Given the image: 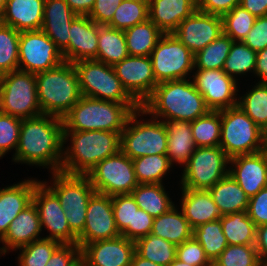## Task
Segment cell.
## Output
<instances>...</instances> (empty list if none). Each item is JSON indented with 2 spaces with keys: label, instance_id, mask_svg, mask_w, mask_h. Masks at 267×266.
I'll return each mask as SVG.
<instances>
[{
  "label": "cell",
  "instance_id": "44",
  "mask_svg": "<svg viewBox=\"0 0 267 266\" xmlns=\"http://www.w3.org/2000/svg\"><path fill=\"white\" fill-rule=\"evenodd\" d=\"M257 52L250 49L243 41H233L230 52L225 60L224 72L233 77L247 73H254Z\"/></svg>",
  "mask_w": 267,
  "mask_h": 266
},
{
  "label": "cell",
  "instance_id": "24",
  "mask_svg": "<svg viewBox=\"0 0 267 266\" xmlns=\"http://www.w3.org/2000/svg\"><path fill=\"white\" fill-rule=\"evenodd\" d=\"M41 231L39 214L32 202L10 223L6 234L0 239V242L2 241L5 244L0 248V254L5 255L10 249L17 250L24 245L41 239L39 236Z\"/></svg>",
  "mask_w": 267,
  "mask_h": 266
},
{
  "label": "cell",
  "instance_id": "3",
  "mask_svg": "<svg viewBox=\"0 0 267 266\" xmlns=\"http://www.w3.org/2000/svg\"><path fill=\"white\" fill-rule=\"evenodd\" d=\"M71 137V146L63 150L60 171L71 175H88L95 165L120 151L119 132L91 130L64 131V144Z\"/></svg>",
  "mask_w": 267,
  "mask_h": 266
},
{
  "label": "cell",
  "instance_id": "10",
  "mask_svg": "<svg viewBox=\"0 0 267 266\" xmlns=\"http://www.w3.org/2000/svg\"><path fill=\"white\" fill-rule=\"evenodd\" d=\"M0 111L21 119L42 114L34 73L16 70L0 76Z\"/></svg>",
  "mask_w": 267,
  "mask_h": 266
},
{
  "label": "cell",
  "instance_id": "11",
  "mask_svg": "<svg viewBox=\"0 0 267 266\" xmlns=\"http://www.w3.org/2000/svg\"><path fill=\"white\" fill-rule=\"evenodd\" d=\"M229 159L220 146L197 147L183 166L181 188L208 190L229 174Z\"/></svg>",
  "mask_w": 267,
  "mask_h": 266
},
{
  "label": "cell",
  "instance_id": "29",
  "mask_svg": "<svg viewBox=\"0 0 267 266\" xmlns=\"http://www.w3.org/2000/svg\"><path fill=\"white\" fill-rule=\"evenodd\" d=\"M167 130L166 156L170 163L178 162L185 165L196 150L193 140L191 122L162 120Z\"/></svg>",
  "mask_w": 267,
  "mask_h": 266
},
{
  "label": "cell",
  "instance_id": "62",
  "mask_svg": "<svg viewBox=\"0 0 267 266\" xmlns=\"http://www.w3.org/2000/svg\"><path fill=\"white\" fill-rule=\"evenodd\" d=\"M168 266H192V265L187 264L186 262L180 261L178 259H175Z\"/></svg>",
  "mask_w": 267,
  "mask_h": 266
},
{
  "label": "cell",
  "instance_id": "7",
  "mask_svg": "<svg viewBox=\"0 0 267 266\" xmlns=\"http://www.w3.org/2000/svg\"><path fill=\"white\" fill-rule=\"evenodd\" d=\"M53 184L47 186L59 199L70 230L78 237L84 230L89 199L96 192L87 175L52 172Z\"/></svg>",
  "mask_w": 267,
  "mask_h": 266
},
{
  "label": "cell",
  "instance_id": "52",
  "mask_svg": "<svg viewBox=\"0 0 267 266\" xmlns=\"http://www.w3.org/2000/svg\"><path fill=\"white\" fill-rule=\"evenodd\" d=\"M247 215L256 227L267 224V186L249 198Z\"/></svg>",
  "mask_w": 267,
  "mask_h": 266
},
{
  "label": "cell",
  "instance_id": "20",
  "mask_svg": "<svg viewBox=\"0 0 267 266\" xmlns=\"http://www.w3.org/2000/svg\"><path fill=\"white\" fill-rule=\"evenodd\" d=\"M135 253V241L124 236L95 241L81 249L87 266H130Z\"/></svg>",
  "mask_w": 267,
  "mask_h": 266
},
{
  "label": "cell",
  "instance_id": "53",
  "mask_svg": "<svg viewBox=\"0 0 267 266\" xmlns=\"http://www.w3.org/2000/svg\"><path fill=\"white\" fill-rule=\"evenodd\" d=\"M243 42L255 52L267 47V15L258 17Z\"/></svg>",
  "mask_w": 267,
  "mask_h": 266
},
{
  "label": "cell",
  "instance_id": "55",
  "mask_svg": "<svg viewBox=\"0 0 267 266\" xmlns=\"http://www.w3.org/2000/svg\"><path fill=\"white\" fill-rule=\"evenodd\" d=\"M122 0H95L88 17L98 25H107Z\"/></svg>",
  "mask_w": 267,
  "mask_h": 266
},
{
  "label": "cell",
  "instance_id": "8",
  "mask_svg": "<svg viewBox=\"0 0 267 266\" xmlns=\"http://www.w3.org/2000/svg\"><path fill=\"white\" fill-rule=\"evenodd\" d=\"M73 65L81 96L118 103H138L123 87L113 66L95 59L77 61Z\"/></svg>",
  "mask_w": 267,
  "mask_h": 266
},
{
  "label": "cell",
  "instance_id": "26",
  "mask_svg": "<svg viewBox=\"0 0 267 266\" xmlns=\"http://www.w3.org/2000/svg\"><path fill=\"white\" fill-rule=\"evenodd\" d=\"M45 0H7L0 22L19 32L41 30Z\"/></svg>",
  "mask_w": 267,
  "mask_h": 266
},
{
  "label": "cell",
  "instance_id": "57",
  "mask_svg": "<svg viewBox=\"0 0 267 266\" xmlns=\"http://www.w3.org/2000/svg\"><path fill=\"white\" fill-rule=\"evenodd\" d=\"M255 248L260 260L265 263L267 261V224L257 227Z\"/></svg>",
  "mask_w": 267,
  "mask_h": 266
},
{
  "label": "cell",
  "instance_id": "33",
  "mask_svg": "<svg viewBox=\"0 0 267 266\" xmlns=\"http://www.w3.org/2000/svg\"><path fill=\"white\" fill-rule=\"evenodd\" d=\"M98 52L95 60L114 66L129 54L124 30L98 25Z\"/></svg>",
  "mask_w": 267,
  "mask_h": 266
},
{
  "label": "cell",
  "instance_id": "34",
  "mask_svg": "<svg viewBox=\"0 0 267 266\" xmlns=\"http://www.w3.org/2000/svg\"><path fill=\"white\" fill-rule=\"evenodd\" d=\"M131 195L139 208L153 218L159 217L174 206L163 184H139Z\"/></svg>",
  "mask_w": 267,
  "mask_h": 266
},
{
  "label": "cell",
  "instance_id": "28",
  "mask_svg": "<svg viewBox=\"0 0 267 266\" xmlns=\"http://www.w3.org/2000/svg\"><path fill=\"white\" fill-rule=\"evenodd\" d=\"M181 189V211L192 229L222 217L208 190Z\"/></svg>",
  "mask_w": 267,
  "mask_h": 266
},
{
  "label": "cell",
  "instance_id": "1",
  "mask_svg": "<svg viewBox=\"0 0 267 266\" xmlns=\"http://www.w3.org/2000/svg\"><path fill=\"white\" fill-rule=\"evenodd\" d=\"M64 129L60 117L41 114L22 119L14 162L51 168L59 172L63 160Z\"/></svg>",
  "mask_w": 267,
  "mask_h": 266
},
{
  "label": "cell",
  "instance_id": "32",
  "mask_svg": "<svg viewBox=\"0 0 267 266\" xmlns=\"http://www.w3.org/2000/svg\"><path fill=\"white\" fill-rule=\"evenodd\" d=\"M127 51L131 56H150L164 33L150 20L124 30Z\"/></svg>",
  "mask_w": 267,
  "mask_h": 266
},
{
  "label": "cell",
  "instance_id": "63",
  "mask_svg": "<svg viewBox=\"0 0 267 266\" xmlns=\"http://www.w3.org/2000/svg\"><path fill=\"white\" fill-rule=\"evenodd\" d=\"M72 266H87L86 261L81 257L75 264Z\"/></svg>",
  "mask_w": 267,
  "mask_h": 266
},
{
  "label": "cell",
  "instance_id": "30",
  "mask_svg": "<svg viewBox=\"0 0 267 266\" xmlns=\"http://www.w3.org/2000/svg\"><path fill=\"white\" fill-rule=\"evenodd\" d=\"M208 191L222 216L247 211L249 197L229 174Z\"/></svg>",
  "mask_w": 267,
  "mask_h": 266
},
{
  "label": "cell",
  "instance_id": "4",
  "mask_svg": "<svg viewBox=\"0 0 267 266\" xmlns=\"http://www.w3.org/2000/svg\"><path fill=\"white\" fill-rule=\"evenodd\" d=\"M139 103H118L81 96L62 117L64 131L103 130L121 132Z\"/></svg>",
  "mask_w": 267,
  "mask_h": 266
},
{
  "label": "cell",
  "instance_id": "17",
  "mask_svg": "<svg viewBox=\"0 0 267 266\" xmlns=\"http://www.w3.org/2000/svg\"><path fill=\"white\" fill-rule=\"evenodd\" d=\"M113 214L111 196L95 192L89 199L83 232L77 237L82 249L86 244L120 236Z\"/></svg>",
  "mask_w": 267,
  "mask_h": 266
},
{
  "label": "cell",
  "instance_id": "38",
  "mask_svg": "<svg viewBox=\"0 0 267 266\" xmlns=\"http://www.w3.org/2000/svg\"><path fill=\"white\" fill-rule=\"evenodd\" d=\"M139 184H162L172 164L166 155H145L132 159Z\"/></svg>",
  "mask_w": 267,
  "mask_h": 266
},
{
  "label": "cell",
  "instance_id": "18",
  "mask_svg": "<svg viewBox=\"0 0 267 266\" xmlns=\"http://www.w3.org/2000/svg\"><path fill=\"white\" fill-rule=\"evenodd\" d=\"M126 91L141 105L157 86L150 56L128 55L113 66Z\"/></svg>",
  "mask_w": 267,
  "mask_h": 266
},
{
  "label": "cell",
  "instance_id": "13",
  "mask_svg": "<svg viewBox=\"0 0 267 266\" xmlns=\"http://www.w3.org/2000/svg\"><path fill=\"white\" fill-rule=\"evenodd\" d=\"M150 58L157 83L186 79L195 69L194 54L172 33L160 38Z\"/></svg>",
  "mask_w": 267,
  "mask_h": 266
},
{
  "label": "cell",
  "instance_id": "41",
  "mask_svg": "<svg viewBox=\"0 0 267 266\" xmlns=\"http://www.w3.org/2000/svg\"><path fill=\"white\" fill-rule=\"evenodd\" d=\"M232 44L233 40L222 33L217 39L194 55V68L223 69Z\"/></svg>",
  "mask_w": 267,
  "mask_h": 266
},
{
  "label": "cell",
  "instance_id": "42",
  "mask_svg": "<svg viewBox=\"0 0 267 266\" xmlns=\"http://www.w3.org/2000/svg\"><path fill=\"white\" fill-rule=\"evenodd\" d=\"M149 19L148 0H122L108 27L125 30Z\"/></svg>",
  "mask_w": 267,
  "mask_h": 266
},
{
  "label": "cell",
  "instance_id": "48",
  "mask_svg": "<svg viewBox=\"0 0 267 266\" xmlns=\"http://www.w3.org/2000/svg\"><path fill=\"white\" fill-rule=\"evenodd\" d=\"M22 119L0 111V158L17 149Z\"/></svg>",
  "mask_w": 267,
  "mask_h": 266
},
{
  "label": "cell",
  "instance_id": "21",
  "mask_svg": "<svg viewBox=\"0 0 267 266\" xmlns=\"http://www.w3.org/2000/svg\"><path fill=\"white\" fill-rule=\"evenodd\" d=\"M233 167L229 175L239 184L246 195L251 198L267 186V150L253 154L234 156L229 159Z\"/></svg>",
  "mask_w": 267,
  "mask_h": 266
},
{
  "label": "cell",
  "instance_id": "46",
  "mask_svg": "<svg viewBox=\"0 0 267 266\" xmlns=\"http://www.w3.org/2000/svg\"><path fill=\"white\" fill-rule=\"evenodd\" d=\"M223 34L233 41H243L254 26L256 17L241 5L235 6L230 12L221 16Z\"/></svg>",
  "mask_w": 267,
  "mask_h": 266
},
{
  "label": "cell",
  "instance_id": "36",
  "mask_svg": "<svg viewBox=\"0 0 267 266\" xmlns=\"http://www.w3.org/2000/svg\"><path fill=\"white\" fill-rule=\"evenodd\" d=\"M177 246L149 233L135 241V252L142 258L161 266H168L176 259Z\"/></svg>",
  "mask_w": 267,
  "mask_h": 266
},
{
  "label": "cell",
  "instance_id": "39",
  "mask_svg": "<svg viewBox=\"0 0 267 266\" xmlns=\"http://www.w3.org/2000/svg\"><path fill=\"white\" fill-rule=\"evenodd\" d=\"M192 236L200 243L211 263L228 246L227 239L222 231L220 219L194 228Z\"/></svg>",
  "mask_w": 267,
  "mask_h": 266
},
{
  "label": "cell",
  "instance_id": "6",
  "mask_svg": "<svg viewBox=\"0 0 267 266\" xmlns=\"http://www.w3.org/2000/svg\"><path fill=\"white\" fill-rule=\"evenodd\" d=\"M267 134L237 105L221 110L220 147L229 158L260 152Z\"/></svg>",
  "mask_w": 267,
  "mask_h": 266
},
{
  "label": "cell",
  "instance_id": "16",
  "mask_svg": "<svg viewBox=\"0 0 267 266\" xmlns=\"http://www.w3.org/2000/svg\"><path fill=\"white\" fill-rule=\"evenodd\" d=\"M193 83L210 110H222L238 105L236 79L223 69H197Z\"/></svg>",
  "mask_w": 267,
  "mask_h": 266
},
{
  "label": "cell",
  "instance_id": "14",
  "mask_svg": "<svg viewBox=\"0 0 267 266\" xmlns=\"http://www.w3.org/2000/svg\"><path fill=\"white\" fill-rule=\"evenodd\" d=\"M18 52V70L24 72L36 74L64 62L61 51L42 30L20 32Z\"/></svg>",
  "mask_w": 267,
  "mask_h": 266
},
{
  "label": "cell",
  "instance_id": "23",
  "mask_svg": "<svg viewBox=\"0 0 267 266\" xmlns=\"http://www.w3.org/2000/svg\"><path fill=\"white\" fill-rule=\"evenodd\" d=\"M77 16L65 0H45L41 30L61 53L69 45L71 23Z\"/></svg>",
  "mask_w": 267,
  "mask_h": 266
},
{
  "label": "cell",
  "instance_id": "22",
  "mask_svg": "<svg viewBox=\"0 0 267 266\" xmlns=\"http://www.w3.org/2000/svg\"><path fill=\"white\" fill-rule=\"evenodd\" d=\"M69 45L62 52L64 61L75 63L97 58L98 24L88 16H77L71 23Z\"/></svg>",
  "mask_w": 267,
  "mask_h": 266
},
{
  "label": "cell",
  "instance_id": "12",
  "mask_svg": "<svg viewBox=\"0 0 267 266\" xmlns=\"http://www.w3.org/2000/svg\"><path fill=\"white\" fill-rule=\"evenodd\" d=\"M87 176L97 193L108 196L131 194L139 185L132 159L121 150L98 162Z\"/></svg>",
  "mask_w": 267,
  "mask_h": 266
},
{
  "label": "cell",
  "instance_id": "47",
  "mask_svg": "<svg viewBox=\"0 0 267 266\" xmlns=\"http://www.w3.org/2000/svg\"><path fill=\"white\" fill-rule=\"evenodd\" d=\"M212 266H264L255 245H228Z\"/></svg>",
  "mask_w": 267,
  "mask_h": 266
},
{
  "label": "cell",
  "instance_id": "5",
  "mask_svg": "<svg viewBox=\"0 0 267 266\" xmlns=\"http://www.w3.org/2000/svg\"><path fill=\"white\" fill-rule=\"evenodd\" d=\"M37 97L42 114L62 118L81 98L78 76L73 63L35 74Z\"/></svg>",
  "mask_w": 267,
  "mask_h": 266
},
{
  "label": "cell",
  "instance_id": "59",
  "mask_svg": "<svg viewBox=\"0 0 267 266\" xmlns=\"http://www.w3.org/2000/svg\"><path fill=\"white\" fill-rule=\"evenodd\" d=\"M254 74L259 76V83H267V47L257 52Z\"/></svg>",
  "mask_w": 267,
  "mask_h": 266
},
{
  "label": "cell",
  "instance_id": "40",
  "mask_svg": "<svg viewBox=\"0 0 267 266\" xmlns=\"http://www.w3.org/2000/svg\"><path fill=\"white\" fill-rule=\"evenodd\" d=\"M238 106L267 134V83H257L238 99Z\"/></svg>",
  "mask_w": 267,
  "mask_h": 266
},
{
  "label": "cell",
  "instance_id": "43",
  "mask_svg": "<svg viewBox=\"0 0 267 266\" xmlns=\"http://www.w3.org/2000/svg\"><path fill=\"white\" fill-rule=\"evenodd\" d=\"M20 32L0 22V76L18 70Z\"/></svg>",
  "mask_w": 267,
  "mask_h": 266
},
{
  "label": "cell",
  "instance_id": "25",
  "mask_svg": "<svg viewBox=\"0 0 267 266\" xmlns=\"http://www.w3.org/2000/svg\"><path fill=\"white\" fill-rule=\"evenodd\" d=\"M196 10V0H148L149 19L164 34L173 33Z\"/></svg>",
  "mask_w": 267,
  "mask_h": 266
},
{
  "label": "cell",
  "instance_id": "64",
  "mask_svg": "<svg viewBox=\"0 0 267 266\" xmlns=\"http://www.w3.org/2000/svg\"><path fill=\"white\" fill-rule=\"evenodd\" d=\"M7 0H0V14L4 11Z\"/></svg>",
  "mask_w": 267,
  "mask_h": 266
},
{
  "label": "cell",
  "instance_id": "15",
  "mask_svg": "<svg viewBox=\"0 0 267 266\" xmlns=\"http://www.w3.org/2000/svg\"><path fill=\"white\" fill-rule=\"evenodd\" d=\"M47 182H39L33 193L32 202L37 208L41 228L50 232L43 238L55 239L62 244H77V236L70 230L65 211L57 196L47 187Z\"/></svg>",
  "mask_w": 267,
  "mask_h": 266
},
{
  "label": "cell",
  "instance_id": "45",
  "mask_svg": "<svg viewBox=\"0 0 267 266\" xmlns=\"http://www.w3.org/2000/svg\"><path fill=\"white\" fill-rule=\"evenodd\" d=\"M62 243L49 238H41L30 244L24 245L18 257L19 266H45L54 251Z\"/></svg>",
  "mask_w": 267,
  "mask_h": 266
},
{
  "label": "cell",
  "instance_id": "37",
  "mask_svg": "<svg viewBox=\"0 0 267 266\" xmlns=\"http://www.w3.org/2000/svg\"><path fill=\"white\" fill-rule=\"evenodd\" d=\"M193 140L196 147L220 145L221 110H209L191 122Z\"/></svg>",
  "mask_w": 267,
  "mask_h": 266
},
{
  "label": "cell",
  "instance_id": "54",
  "mask_svg": "<svg viewBox=\"0 0 267 266\" xmlns=\"http://www.w3.org/2000/svg\"><path fill=\"white\" fill-rule=\"evenodd\" d=\"M81 258L78 244H61L45 266H72Z\"/></svg>",
  "mask_w": 267,
  "mask_h": 266
},
{
  "label": "cell",
  "instance_id": "27",
  "mask_svg": "<svg viewBox=\"0 0 267 266\" xmlns=\"http://www.w3.org/2000/svg\"><path fill=\"white\" fill-rule=\"evenodd\" d=\"M39 182L28 179L0 189V239L10 223L32 203L34 189Z\"/></svg>",
  "mask_w": 267,
  "mask_h": 266
},
{
  "label": "cell",
  "instance_id": "35",
  "mask_svg": "<svg viewBox=\"0 0 267 266\" xmlns=\"http://www.w3.org/2000/svg\"><path fill=\"white\" fill-rule=\"evenodd\" d=\"M220 220L228 245H255L257 227L247 211L224 215Z\"/></svg>",
  "mask_w": 267,
  "mask_h": 266
},
{
  "label": "cell",
  "instance_id": "49",
  "mask_svg": "<svg viewBox=\"0 0 267 266\" xmlns=\"http://www.w3.org/2000/svg\"><path fill=\"white\" fill-rule=\"evenodd\" d=\"M115 223L121 234L128 226H133L134 208H139L131 194L111 196Z\"/></svg>",
  "mask_w": 267,
  "mask_h": 266
},
{
  "label": "cell",
  "instance_id": "61",
  "mask_svg": "<svg viewBox=\"0 0 267 266\" xmlns=\"http://www.w3.org/2000/svg\"><path fill=\"white\" fill-rule=\"evenodd\" d=\"M130 266H161L149 260L140 257L136 252L133 255Z\"/></svg>",
  "mask_w": 267,
  "mask_h": 266
},
{
  "label": "cell",
  "instance_id": "31",
  "mask_svg": "<svg viewBox=\"0 0 267 266\" xmlns=\"http://www.w3.org/2000/svg\"><path fill=\"white\" fill-rule=\"evenodd\" d=\"M151 233L178 246L192 237L193 229L183 211H178L174 205L166 213L153 219Z\"/></svg>",
  "mask_w": 267,
  "mask_h": 266
},
{
  "label": "cell",
  "instance_id": "51",
  "mask_svg": "<svg viewBox=\"0 0 267 266\" xmlns=\"http://www.w3.org/2000/svg\"><path fill=\"white\" fill-rule=\"evenodd\" d=\"M153 217L147 214L141 208H134L133 226H128L121 236L129 240L136 241L137 239L147 236L151 233L153 225Z\"/></svg>",
  "mask_w": 267,
  "mask_h": 266
},
{
  "label": "cell",
  "instance_id": "19",
  "mask_svg": "<svg viewBox=\"0 0 267 266\" xmlns=\"http://www.w3.org/2000/svg\"><path fill=\"white\" fill-rule=\"evenodd\" d=\"M222 33L221 16L196 10L172 34L195 55Z\"/></svg>",
  "mask_w": 267,
  "mask_h": 266
},
{
  "label": "cell",
  "instance_id": "50",
  "mask_svg": "<svg viewBox=\"0 0 267 266\" xmlns=\"http://www.w3.org/2000/svg\"><path fill=\"white\" fill-rule=\"evenodd\" d=\"M176 259L192 266H212L204 249L193 236L177 246Z\"/></svg>",
  "mask_w": 267,
  "mask_h": 266
},
{
  "label": "cell",
  "instance_id": "9",
  "mask_svg": "<svg viewBox=\"0 0 267 266\" xmlns=\"http://www.w3.org/2000/svg\"><path fill=\"white\" fill-rule=\"evenodd\" d=\"M141 114H144V110L140 107L129 116L121 132V151L131 159L145 155H166L168 139L163 121L150 118L151 121L141 122L137 120Z\"/></svg>",
  "mask_w": 267,
  "mask_h": 266
},
{
  "label": "cell",
  "instance_id": "58",
  "mask_svg": "<svg viewBox=\"0 0 267 266\" xmlns=\"http://www.w3.org/2000/svg\"><path fill=\"white\" fill-rule=\"evenodd\" d=\"M240 5L256 18L267 15V0H241Z\"/></svg>",
  "mask_w": 267,
  "mask_h": 266
},
{
  "label": "cell",
  "instance_id": "56",
  "mask_svg": "<svg viewBox=\"0 0 267 266\" xmlns=\"http://www.w3.org/2000/svg\"><path fill=\"white\" fill-rule=\"evenodd\" d=\"M241 0H198L197 10L222 16L230 12L235 6L240 5Z\"/></svg>",
  "mask_w": 267,
  "mask_h": 266
},
{
  "label": "cell",
  "instance_id": "60",
  "mask_svg": "<svg viewBox=\"0 0 267 266\" xmlns=\"http://www.w3.org/2000/svg\"><path fill=\"white\" fill-rule=\"evenodd\" d=\"M69 7L79 16H88L95 0H65Z\"/></svg>",
  "mask_w": 267,
  "mask_h": 266
},
{
  "label": "cell",
  "instance_id": "2",
  "mask_svg": "<svg viewBox=\"0 0 267 266\" xmlns=\"http://www.w3.org/2000/svg\"><path fill=\"white\" fill-rule=\"evenodd\" d=\"M144 114L152 118H165L192 122L210 109L193 81L187 79L158 83L152 94L141 104Z\"/></svg>",
  "mask_w": 267,
  "mask_h": 266
}]
</instances>
